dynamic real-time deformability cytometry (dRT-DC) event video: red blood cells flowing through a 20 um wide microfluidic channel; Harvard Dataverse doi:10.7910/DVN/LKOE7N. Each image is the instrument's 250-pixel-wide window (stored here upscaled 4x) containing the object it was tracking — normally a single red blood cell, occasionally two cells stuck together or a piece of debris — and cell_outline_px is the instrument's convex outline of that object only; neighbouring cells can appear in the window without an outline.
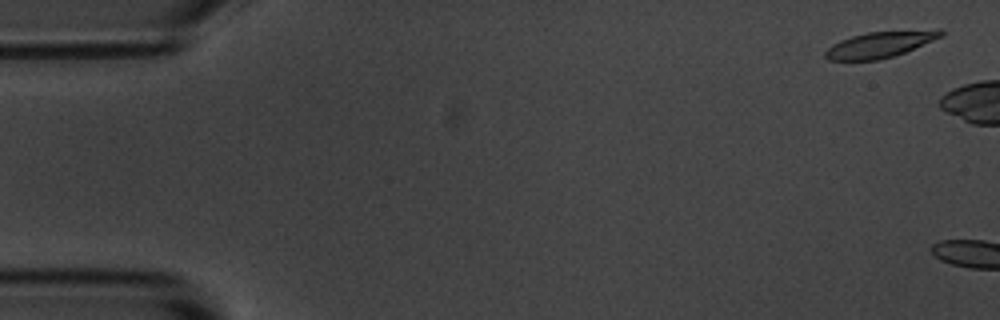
{"species": "common noctule bat (a hibernating species)", "species_latin": "Nyctalus noctula", "temperature_condition": "room temperature", "stored_images_in_passage": 5, "camera_frame_rate_fps": 3000, "um_per_image_px": 0.085, "animal": {"sex": "male", "body_mass_g": 20.1, "forearm_length_mm": 53.5}, "frame": {"image": 1, "passage_image": 2, "time_ms": 0.333, "image_size_px": [1000, 320], "cell_outline_px": [[944, 36], [904, 52], [880, 60], [828, 60], [824, 56], [824, 52], [832, 44], [840, 40], [852, 36], [868, 32], [936, 28], [940, 28], [944, 32]], "centroid_in_image_um": [74.85, 3.76], "position_along_channel_um": 10.1, "area_um2": 17.8}}